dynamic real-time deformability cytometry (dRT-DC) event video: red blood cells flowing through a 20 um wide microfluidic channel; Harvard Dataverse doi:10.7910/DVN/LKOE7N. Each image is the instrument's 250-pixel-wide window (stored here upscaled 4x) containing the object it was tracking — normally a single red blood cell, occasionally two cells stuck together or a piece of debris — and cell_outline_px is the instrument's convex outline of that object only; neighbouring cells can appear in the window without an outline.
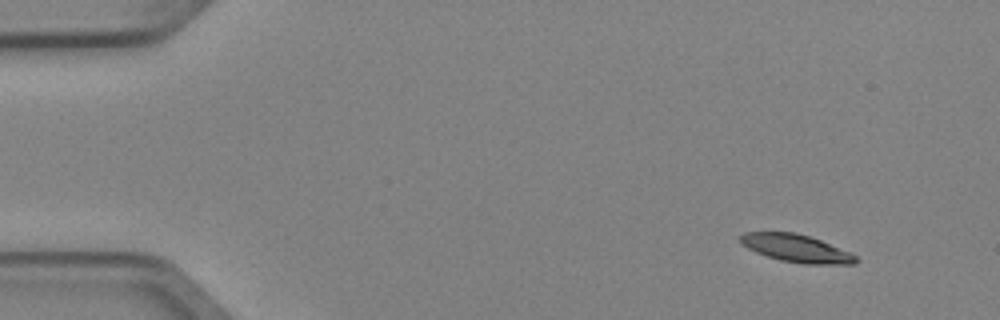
{"species": "Egyptian fruit bat (a non-hibernating species)", "species_latin": "Rousettus aegyptiacus", "temperature_condition": "cold", "stored_images_in_passage": 4, "camera_frame_rate_fps": 3000, "um_per_image_px": 0.085, "animal": {"sex": "female"}, "frame": {"image": 1, "passage_image": 1, "time_ms": 0.0, "image_size_px": [1000, 320], "cell_outline_px": [[860, 260], [856, 264], [804, 264], [780, 260], [756, 252], [740, 244], [740, 236], [744, 232], [796, 232], [820, 240], [852, 252]], "centroid_in_image_um": [67.72, 21.11], "position_along_channel_um": 17.3, "area_um2": 18.73}}
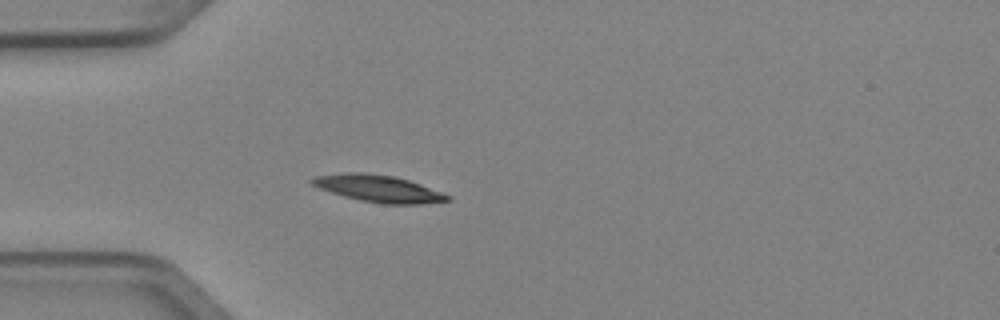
{"frame": {"image": 2, "passage_image": 4, "time_ms": 1.0, "image_size_px": [1000, 320], "cell_outline_px": [[452, 200], [420, 204], [380, 204], [360, 200], [344, 196], [320, 188], [312, 184], [308, 180], [316, 176], [340, 172], [364, 172], [396, 176], [420, 184], [452, 196]], "centroid_in_image_um": [32.17, 16.02], "position_along_channel_um": 52.8, "area_um2": 21.39}}